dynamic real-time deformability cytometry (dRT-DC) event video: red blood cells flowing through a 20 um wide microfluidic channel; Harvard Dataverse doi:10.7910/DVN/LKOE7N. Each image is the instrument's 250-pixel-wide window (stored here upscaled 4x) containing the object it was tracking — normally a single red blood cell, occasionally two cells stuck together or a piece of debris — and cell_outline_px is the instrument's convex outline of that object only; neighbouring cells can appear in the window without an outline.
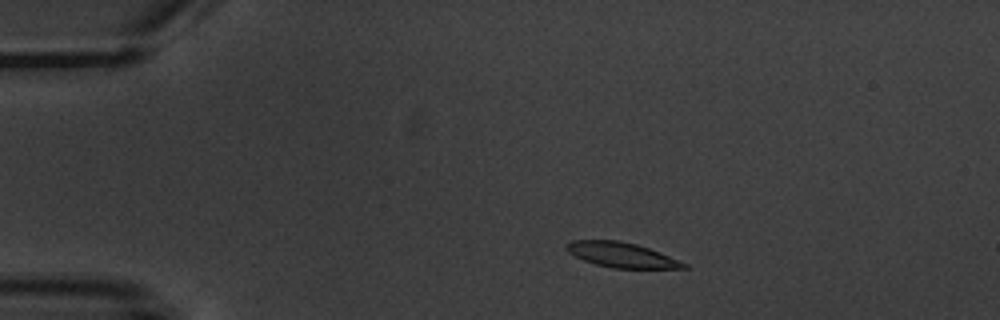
{"species": "common noctule bat (a hibernating species)", "species_latin": "Nyctalus noctula", "temperature_condition": "warm", "stored_images_in_passage": 4, "camera_frame_rate_fps": 3000, "um_per_image_px": 0.085, "animal": {"sex": "male", "body_mass_g": 20.1, "forearm_length_mm": 53.5}, "frame": {"image": 1, "passage_image": 1, "time_ms": 0.0, "image_size_px": [1000, 320], "cell_outline_px": [[692, 268], [612, 268], [596, 264], [584, 260], [568, 252], [564, 248], [564, 244], [572, 240], [620, 240], [636, 244], [660, 252], [688, 264]], "centroid_in_image_um": [52.82, 21.66], "position_along_channel_um": 32.2, "area_um2": 17.11}}
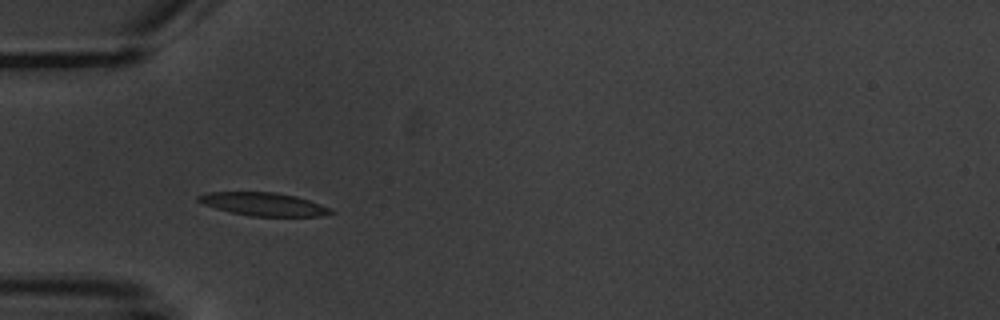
{"frame": {"image": 2, "passage_image": 3, "time_ms": 2.333, "image_size_px": [1000, 320], "cell_outline_px": [[336, 212], [320, 216], [252, 216], [232, 212], [216, 208], [204, 204], [196, 200], [196, 196], [208, 192], [276, 192], [296, 196], [308, 200], [328, 208]], "centroid_in_image_um": [22.37, 17.34], "position_along_channel_um": 62.6, "area_um2": 17.63}}